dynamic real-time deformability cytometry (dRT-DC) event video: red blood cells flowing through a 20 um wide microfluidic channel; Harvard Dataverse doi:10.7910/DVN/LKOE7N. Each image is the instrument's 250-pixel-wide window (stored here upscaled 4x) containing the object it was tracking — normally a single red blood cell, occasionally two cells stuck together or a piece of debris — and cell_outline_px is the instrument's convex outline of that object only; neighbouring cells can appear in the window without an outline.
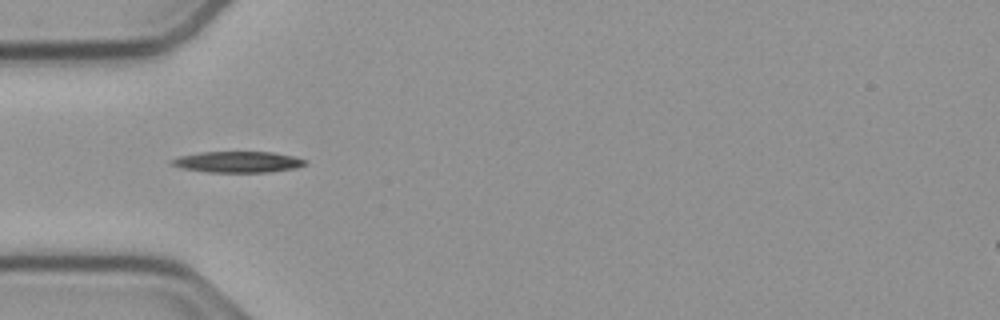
{"species": "common noctule bat (a hibernating species)", "species_latin": "Nyctalus noctula", "temperature_condition": "cold", "stored_images_in_passage": 10, "camera_frame_rate_fps": 3000, "um_per_image_px": 0.085, "animal": {"sex": "male", "body_mass_g": 23.1, "forearm_length_mm": 52.7}, "frame": {"image": 1, "passage_image": 4, "time_ms": 1.0, "image_size_px": [1000, 320], "cell_outline_px": [[304, 164], [292, 168], [268, 172], [208, 172], [184, 168], [168, 164], [168, 160], [180, 156], [200, 152], [272, 152], [292, 156], [304, 160]], "centroid_in_image_um": [20.1, 13.76], "position_along_channel_um": 64.9, "area_um2": 16.13}}
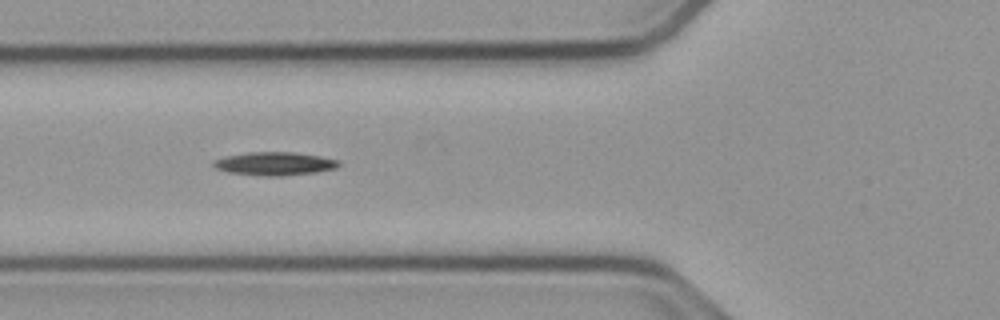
{"frame": {"image": 2, "passage_image": 7, "time_ms": 2.0, "image_size_px": [1000, 320], "cell_outline_px": [[340, 164], [336, 168], [316, 172], [280, 176], [264, 176], [228, 172], [216, 168], [212, 164], [212, 160], [224, 156], [248, 152], [292, 152], [320, 156], [336, 160]], "centroid_in_image_um": [23.29, 13.91], "position_along_channel_um": 102.5, "area_um2": 16.94}}